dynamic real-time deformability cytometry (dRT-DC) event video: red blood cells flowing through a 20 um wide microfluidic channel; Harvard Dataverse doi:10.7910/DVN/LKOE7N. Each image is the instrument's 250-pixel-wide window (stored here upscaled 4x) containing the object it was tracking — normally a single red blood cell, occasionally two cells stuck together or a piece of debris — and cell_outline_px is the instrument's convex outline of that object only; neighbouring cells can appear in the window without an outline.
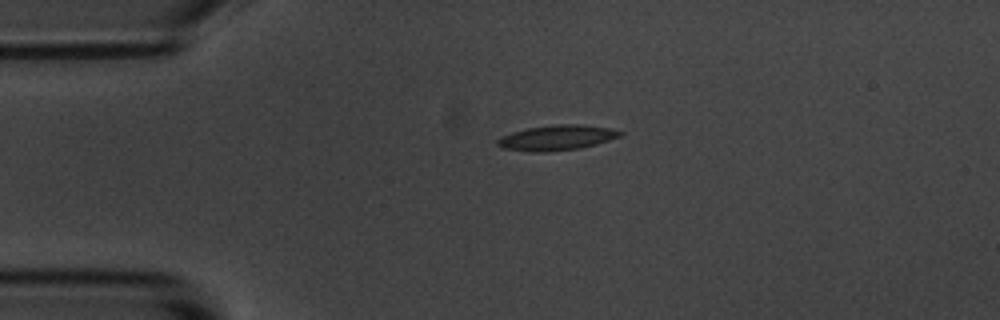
{"species": "common noctule bat (a hibernating species)", "species_latin": "Nyctalus noctula", "temperature_condition": "room temperature", "stored_images_in_passage": 3, "camera_frame_rate_fps": 3000, "um_per_image_px": 0.085, "animal": {"sex": "male", "body_mass_g": 20.1, "forearm_length_mm": 53.5}, "frame": {"image": 1, "passage_image": 1, "time_ms": 0.0, "image_size_px": [1000, 320], "cell_outline_px": [[624, 132], [620, 136], [596, 144], [580, 148], [548, 152], [528, 152], [504, 148], [496, 144], [496, 140], [500, 136], [512, 132], [528, 128], [556, 124], [580, 124], [612, 128]], "centroid_in_image_um": [47.31, 11.7], "position_along_channel_um": 37.7, "area_um2": 18.09}}